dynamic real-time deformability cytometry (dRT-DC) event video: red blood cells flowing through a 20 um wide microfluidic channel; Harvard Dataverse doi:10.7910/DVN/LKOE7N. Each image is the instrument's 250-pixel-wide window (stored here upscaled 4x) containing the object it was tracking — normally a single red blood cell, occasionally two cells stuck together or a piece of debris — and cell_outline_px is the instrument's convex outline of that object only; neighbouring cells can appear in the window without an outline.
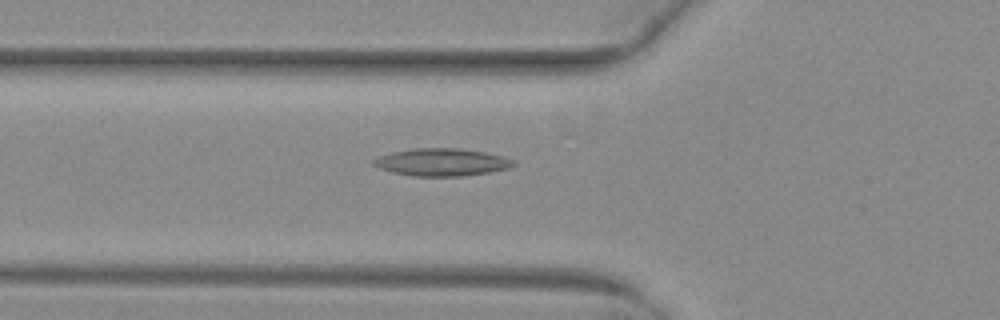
{"species": "common noctule bat (a hibernating species)", "species_latin": "Nyctalus noctula", "temperature_condition": "warm", "stored_images_in_passage": 51, "camera_frame_rate_fps": 3000, "um_per_image_px": 0.085, "animal": {"sex": "female", "body_mass_g": 29.2, "forearm_length_mm": 56.3}, "frame": {"image": 1, "passage_image": 19, "time_ms": 6.0, "image_size_px": [1000, 320], "cell_outline_px": [[516, 164], [508, 168], [488, 172], [460, 176], [412, 176], [392, 172], [380, 168], [372, 164], [372, 160], [380, 156], [392, 152], [416, 148], [460, 148], [484, 152], [504, 156], [516, 160]], "centroid_in_image_um": [37.57, 13.78], "position_along_channel_um": 88.2, "area_um2": 22.37}}
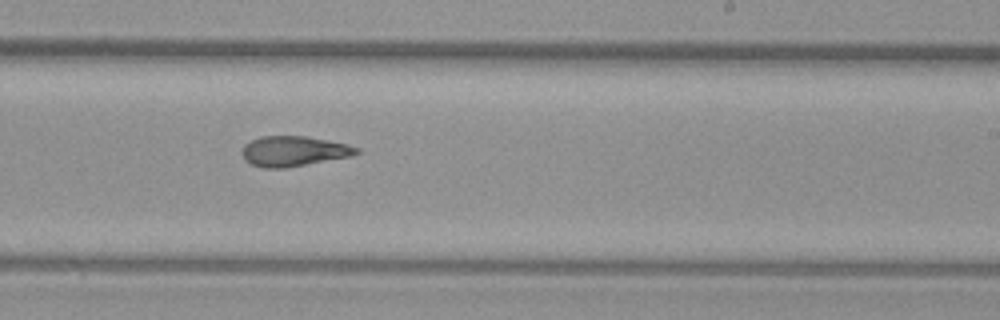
{"frame": {"image": 2, "passage_image": 32, "time_ms": 10.333, "image_size_px": [1000, 320], "cell_outline_px": [[360, 152], [352, 156], [284, 168], [264, 168], [252, 164], [244, 160], [240, 152], [244, 144], [260, 136], [304, 136], [348, 144], [360, 148]], "centroid_in_image_um": [24.94, 12.85], "position_along_channel_um": 264.1, "area_um2": 20.17}}
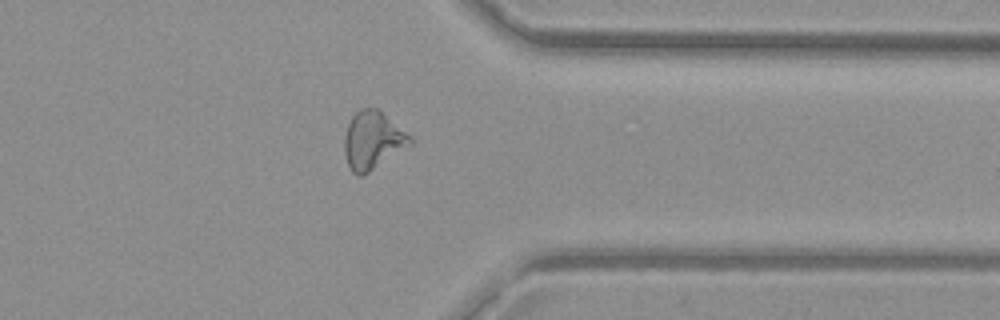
{"frame": {"image": 3, "passage_image": 41, "time_ms": 13.333, "image_size_px": [1000, 320], "cell_outline_px": [[412, 144], [364, 176], [356, 176], [352, 172], [348, 164], [344, 152], [344, 136], [348, 124], [352, 116], [360, 108], [376, 108], [412, 136]], "centroid_in_image_um": [31.67, 11.96], "position_along_channel_um": 379.7, "area_um2": 22.2}, "authors_computed_cell_mechanics": {"area_um2": 21.7906, "velocity_mm_per_s": 4.0471, "shape_relaxation_time_tau1_ms": null, "shape_relaxation_time_tau2_ms": 4.1953, "deformation_change_tau1": null, "deformation_change_tau2": 0.136}}